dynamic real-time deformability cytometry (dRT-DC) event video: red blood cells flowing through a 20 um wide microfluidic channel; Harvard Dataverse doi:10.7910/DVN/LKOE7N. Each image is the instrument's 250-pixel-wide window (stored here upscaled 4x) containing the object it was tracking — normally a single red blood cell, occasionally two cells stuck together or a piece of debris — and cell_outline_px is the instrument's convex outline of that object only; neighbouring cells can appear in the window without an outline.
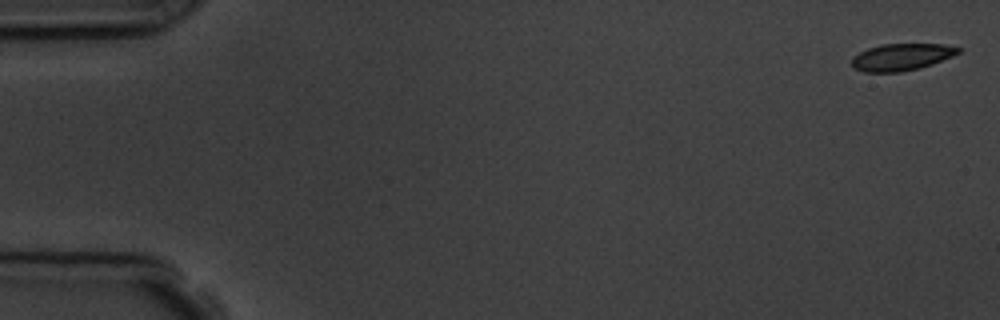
{"species": "common noctule bat (a hibernating species)", "species_latin": "Nyctalus noctula", "temperature_condition": "room temperature", "stored_images_in_passage": 4, "camera_frame_rate_fps": 3000, "um_per_image_px": 0.085, "animal": {"sex": "male", "body_mass_g": 19.5, "forearm_length_mm": 54.6}, "frame": {"image": 1, "passage_image": 1, "time_ms": 0.0, "image_size_px": [1000, 320], "cell_outline_px": [[960, 52], [952, 56], [932, 64], [920, 68], [900, 72], [864, 72], [852, 68], [852, 56], [868, 48], [884, 44], [944, 44], [960, 48]], "centroid_in_image_um": [76.6, 4.85], "position_along_channel_um": 8.4, "area_um2": 16.7}}
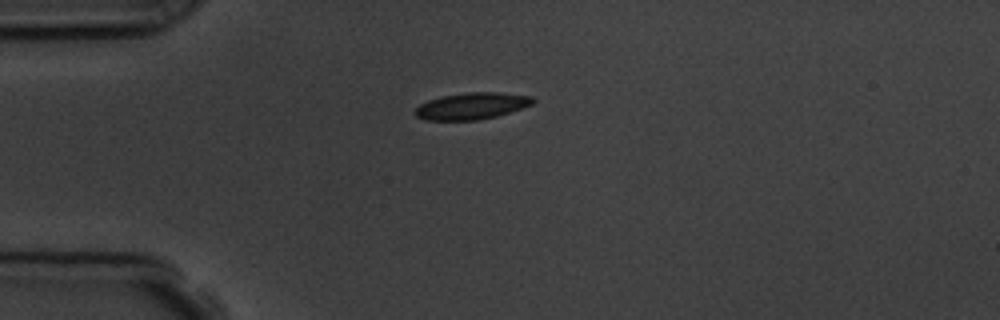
{"frame": {"image": 2, "passage_image": 4, "time_ms": 4.333, "image_size_px": [1000, 320], "cell_outline_px": [[536, 100], [532, 104], [496, 116], [476, 120], [424, 120], [416, 116], [412, 112], [420, 104], [428, 100], [440, 96], [468, 92], [500, 92], [532, 96]], "centroid_in_image_um": [40.06, 9.0], "position_along_channel_um": 44.9, "area_um2": 18.32}}